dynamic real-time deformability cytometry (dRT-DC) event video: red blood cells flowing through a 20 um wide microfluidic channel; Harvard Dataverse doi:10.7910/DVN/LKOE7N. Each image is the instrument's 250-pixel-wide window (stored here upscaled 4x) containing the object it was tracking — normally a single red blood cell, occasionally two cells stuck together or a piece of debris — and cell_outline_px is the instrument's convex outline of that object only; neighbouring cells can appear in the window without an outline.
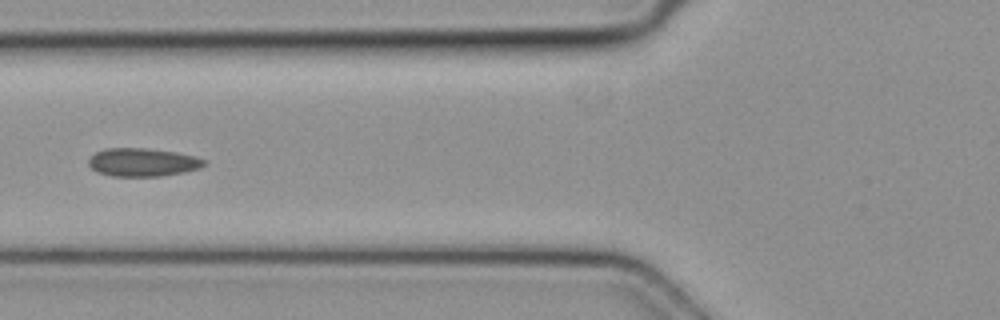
{"species": "common noctule bat (a hibernating species)", "species_latin": "Nyctalus noctula", "temperature_condition": "cold", "stored_images_in_passage": 5, "camera_frame_rate_fps": 3000, "um_per_image_px": 0.085, "animal": {"sex": "female", "body_mass_g": 19.3, "forearm_length_mm": 54.1}, "frame": {"image": 1, "passage_image": 5, "time_ms": 1.333, "image_size_px": [1000, 320], "cell_outline_px": [[208, 164], [200, 168], [184, 172], [160, 176], [112, 176], [96, 172], [88, 164], [88, 160], [96, 152], [108, 148], [144, 148], [176, 152], [196, 156], [208, 160]], "centroid_in_image_um": [12.18, 13.79], "position_along_channel_um": 113.6, "area_um2": 19.13}}